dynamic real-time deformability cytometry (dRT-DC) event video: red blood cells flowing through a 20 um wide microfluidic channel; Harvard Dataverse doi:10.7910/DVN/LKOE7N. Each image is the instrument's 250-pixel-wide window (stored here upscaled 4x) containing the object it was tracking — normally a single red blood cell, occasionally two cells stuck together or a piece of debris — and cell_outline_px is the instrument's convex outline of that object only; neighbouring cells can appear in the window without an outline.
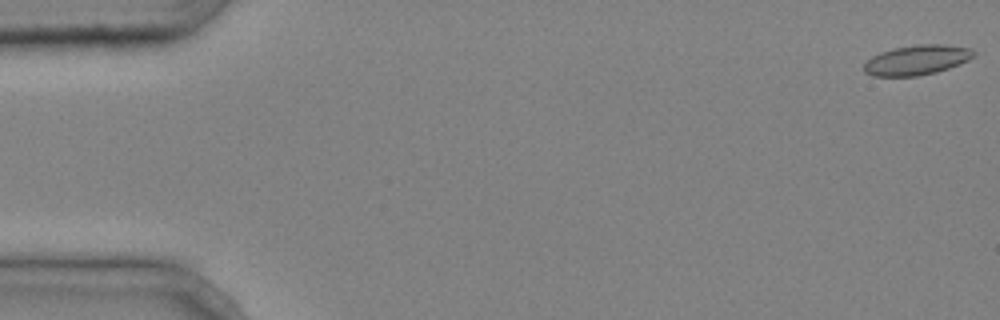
{"species": "common noctule bat (a hibernating species)", "species_latin": "Nyctalus noctula", "temperature_condition": "cold", "stored_images_in_passage": 5, "camera_frame_rate_fps": 3000, "um_per_image_px": 0.085, "animal": {"sex": "male", "body_mass_g": 20.4}, "frame": {"image": 1, "passage_image": 1, "time_ms": 0.0, "image_size_px": [1000, 320], "cell_outline_px": [[976, 56], [960, 64], [936, 72], [916, 76], [872, 76], [864, 72], [864, 64], [872, 56], [880, 52], [892, 48], [916, 44], [944, 44], [972, 48], [976, 52]], "centroid_in_image_um": [77.95, 5.09], "position_along_channel_um": 7.0, "area_um2": 19.31}}